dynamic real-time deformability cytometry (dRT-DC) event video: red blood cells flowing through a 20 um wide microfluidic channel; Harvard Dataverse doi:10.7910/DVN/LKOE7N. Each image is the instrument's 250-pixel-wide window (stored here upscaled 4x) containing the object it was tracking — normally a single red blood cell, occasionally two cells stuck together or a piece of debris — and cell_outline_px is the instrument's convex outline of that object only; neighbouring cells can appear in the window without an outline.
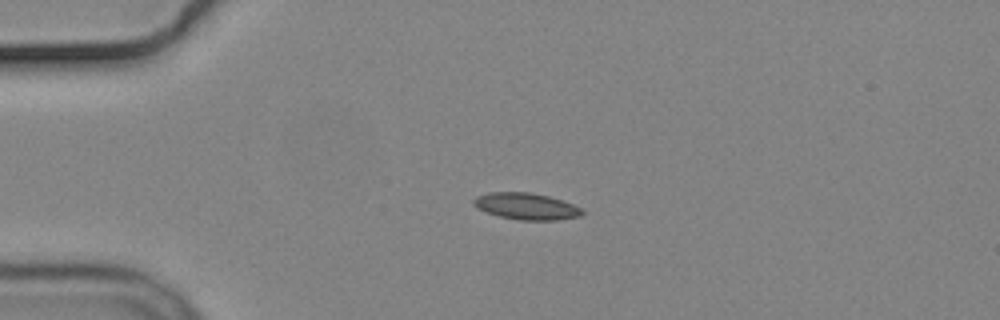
{"species": "common noctule bat (a hibernating species)", "species_latin": "Nyctalus noctula", "temperature_condition": "cold", "stored_images_in_passage": 32, "camera_frame_rate_fps": 3000, "um_per_image_px": 0.085, "animal": {"sex": "male", "body_mass_g": 19.2, "forearm_length_mm": 51.8}, "frame": {"image": 1, "passage_image": 1, "time_ms": 0.0, "image_size_px": [1000, 320], "cell_outline_px": [[584, 212], [580, 216], [556, 220], [520, 220], [500, 216], [488, 212], [472, 204], [472, 200], [476, 196], [488, 192], [532, 192], [548, 196], [572, 204], [580, 208]], "centroid_in_image_um": [44.71, 17.52], "position_along_channel_um": 40.3, "area_um2": 16.65}}
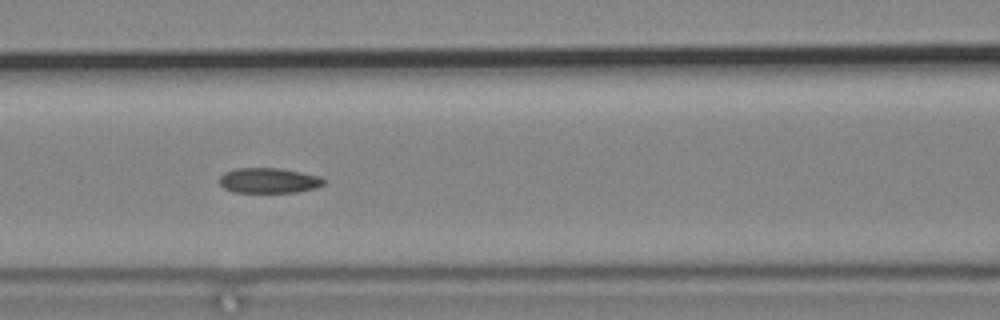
{"frame": {"image": 2, "passage_image": 12, "time_ms": 3.667, "image_size_px": [1000, 320], "cell_outline_px": [[324, 184], [316, 188], [296, 192], [236, 192], [224, 188], [220, 184], [220, 176], [224, 172], [236, 168], [276, 168], [300, 172], [320, 176], [324, 180]], "centroid_in_image_um": [22.84, 15.34], "position_along_channel_um": 143.8, "area_um2": 15.2}}
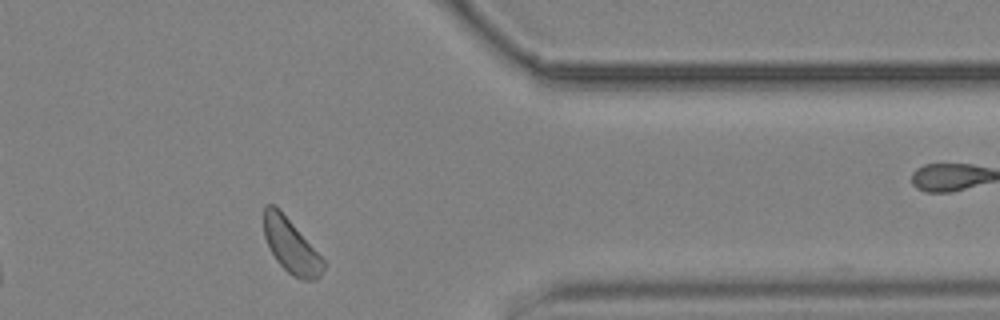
{"frame": {"image": 3, "passage_image": 30, "time_ms": 9.667, "image_size_px": [1000, 320], "cell_outline_px": [[324, 268], [320, 276], [316, 280], [304, 280], [292, 276], [276, 260], [264, 236], [264, 208], [268, 204], [272, 204], [292, 224], [324, 260]], "centroid_in_image_um": [24.73, 20.96], "position_along_channel_um": 386.7, "area_um2": 18.03}}